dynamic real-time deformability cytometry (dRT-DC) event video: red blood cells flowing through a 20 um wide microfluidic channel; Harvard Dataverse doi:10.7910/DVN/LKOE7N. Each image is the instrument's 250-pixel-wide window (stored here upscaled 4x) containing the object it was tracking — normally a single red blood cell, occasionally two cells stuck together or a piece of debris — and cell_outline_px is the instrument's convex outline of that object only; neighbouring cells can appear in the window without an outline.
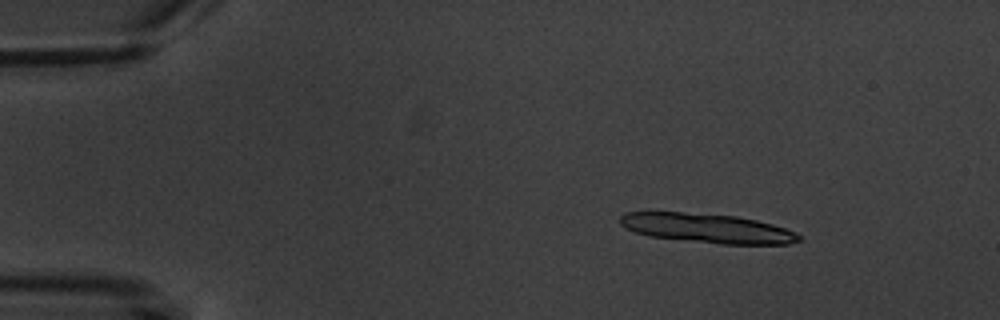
{"species": "common noctule bat (a hibernating species)", "species_latin": "Nyctalus noctula", "temperature_condition": "warm", "stored_images_in_passage": 5, "camera_frame_rate_fps": 3000, "um_per_image_px": 0.085, "animal": {"sex": "male", "body_mass_g": 20.1, "forearm_length_mm": 53.5}, "frame": {"image": 1, "passage_image": 3, "time_ms": 2.333, "image_size_px": [1000, 320], "cell_outline_px": [[800, 240], [788, 244], [720, 244], [648, 236], [624, 228], [620, 224], [620, 216], [624, 212], [684, 212], [736, 216], [756, 220], [772, 224], [796, 232], [800, 236]], "centroid_in_image_um": [60.09, 19.4], "position_along_channel_um": 24.9, "area_um2": 30.52}}